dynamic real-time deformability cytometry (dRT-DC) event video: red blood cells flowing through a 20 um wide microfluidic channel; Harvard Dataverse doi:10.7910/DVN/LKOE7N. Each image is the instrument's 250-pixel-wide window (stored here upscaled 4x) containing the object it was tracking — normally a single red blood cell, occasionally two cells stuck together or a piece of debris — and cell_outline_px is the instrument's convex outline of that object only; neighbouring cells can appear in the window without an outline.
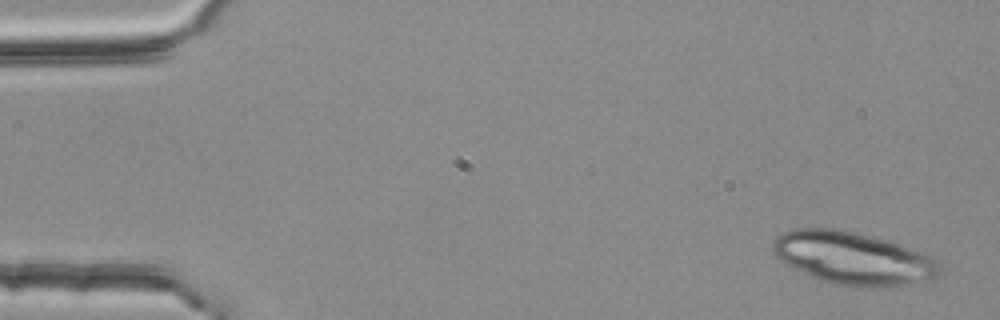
{"species": "common noctule bat (a hibernating species)", "species_latin": "Nyctalus noctula", "temperature_condition": "room temperature", "stored_images_in_passage": 5, "camera_frame_rate_fps": 3000, "um_per_image_px": 0.085, "animal": {"sex": "female", "body_mass_g": 25.1}, "frame": {"image": 1, "passage_image": 1, "time_ms": 0.0, "image_size_px": [1000, 320], "cell_outline_px": [[944, 276], [924, 284], [888, 288], [856, 288], [832, 284], [820, 280], [780, 260], [772, 252], [772, 244], [776, 236], [792, 228], [836, 228], [892, 240], [936, 256], [940, 260], [944, 272]], "centroid_in_image_um": [72.72, 21.98], "position_along_channel_um": 12.3, "area_um2": 53.41}}